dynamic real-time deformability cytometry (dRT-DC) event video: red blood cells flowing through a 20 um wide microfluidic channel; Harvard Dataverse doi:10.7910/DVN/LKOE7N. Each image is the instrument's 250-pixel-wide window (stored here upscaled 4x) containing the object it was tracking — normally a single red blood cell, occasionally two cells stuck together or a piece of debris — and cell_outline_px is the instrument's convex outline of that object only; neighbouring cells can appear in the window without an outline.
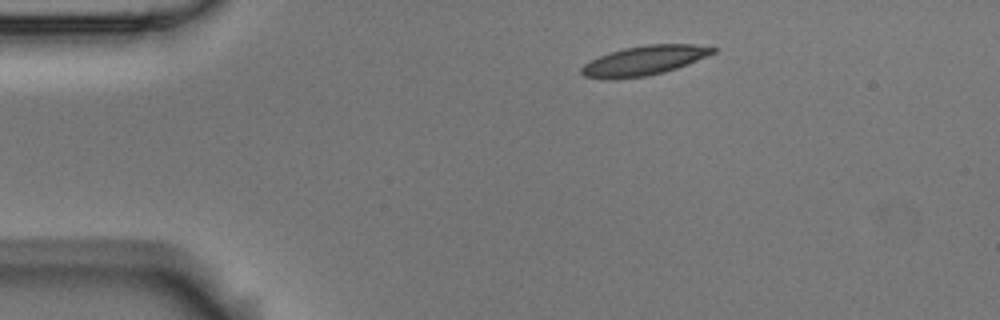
{"species": "Egyptian fruit bat (a non-hibernating species)", "species_latin": "Rousettus aegyptiacus", "temperature_condition": "room temperature", "stored_images_in_passage": 2, "camera_frame_rate_fps": 3000, "um_per_image_px": 0.085, "animal": {"sex": "male"}, "frame": {"image": 1, "passage_image": 1, "time_ms": 0.0, "image_size_px": [1000, 320], "cell_outline_px": [[716, 52], [676, 68], [664, 72], [644, 76], [612, 80], [608, 80], [584, 76], [580, 72], [580, 68], [584, 64], [608, 52], [624, 48], [648, 44], [692, 44], [716, 48]], "centroid_in_image_um": [54.7, 5.15], "position_along_channel_um": 30.3, "area_um2": 22.43}}